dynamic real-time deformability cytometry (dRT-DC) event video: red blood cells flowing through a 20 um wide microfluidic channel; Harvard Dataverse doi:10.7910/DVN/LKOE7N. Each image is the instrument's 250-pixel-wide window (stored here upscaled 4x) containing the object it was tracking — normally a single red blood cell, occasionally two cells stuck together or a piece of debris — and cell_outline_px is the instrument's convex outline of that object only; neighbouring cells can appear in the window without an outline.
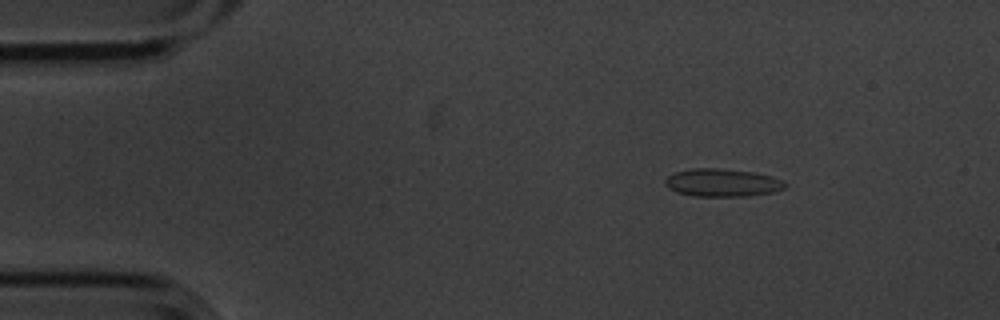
{"species": "common noctule bat (a hibernating species)", "species_latin": "Nyctalus noctula", "temperature_condition": "cold", "stored_images_in_passage": 5, "camera_frame_rate_fps": 3000, "um_per_image_px": 0.085, "animal": {"sex": "male", "body_mass_g": 20.1, "forearm_length_mm": 53.5}, "frame": {"image": 1, "passage_image": 1, "time_ms": 0.0, "image_size_px": [1000, 320], "cell_outline_px": [[788, 184], [784, 188], [772, 192], [748, 196], [692, 196], [676, 192], [668, 188], [664, 184], [664, 180], [668, 176], [676, 172], [692, 168], [720, 168], [756, 172], [772, 176], [784, 180]], "centroid_in_image_um": [61.4, 15.52], "position_along_channel_um": 23.6, "area_um2": 19.71}}
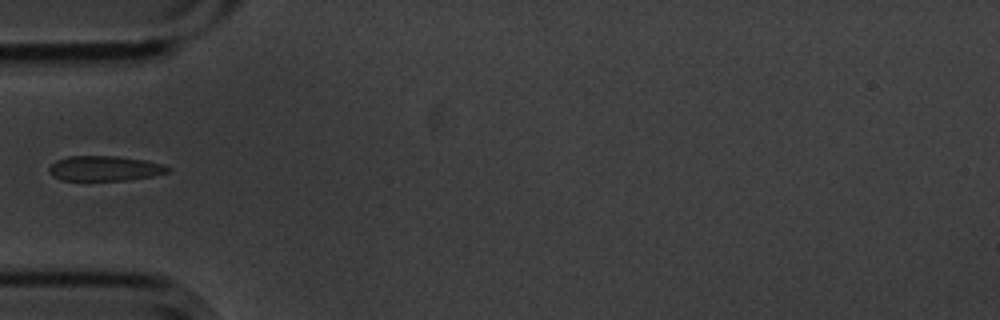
{"frame": {"image": 2, "passage_image": 4, "time_ms": 1.0, "image_size_px": [1000, 320], "cell_outline_px": [[172, 168], [168, 172], [152, 176], [124, 180], [60, 180], [52, 176], [48, 172], [48, 168], [56, 160], [68, 156], [120, 156], [144, 160], [164, 164]], "centroid_in_image_um": [8.89, 14.31], "position_along_channel_um": 76.1, "area_um2": 17.4}}
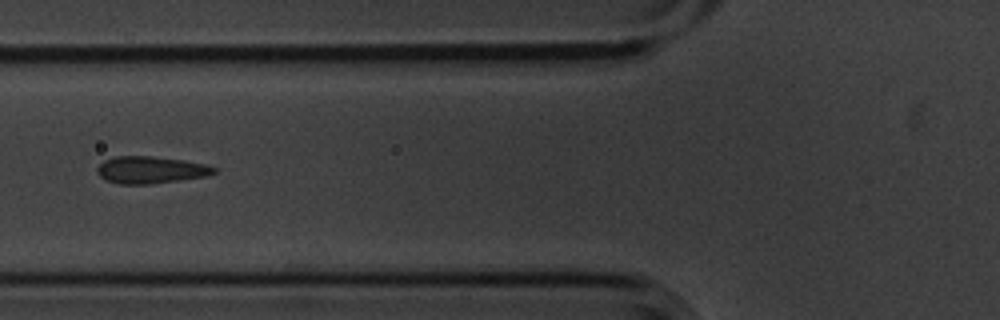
{"frame": {"image": 3, "passage_image": 5, "time_ms": 1.333, "image_size_px": [1000, 320], "cell_outline_px": [[216, 172], [208, 176], [152, 184], [116, 184], [104, 180], [96, 172], [96, 168], [104, 160], [116, 156], [152, 156], [184, 160], [208, 164], [216, 168]], "centroid_in_image_um": [12.8, 14.44], "position_along_channel_um": 113.0, "area_um2": 18.73}}